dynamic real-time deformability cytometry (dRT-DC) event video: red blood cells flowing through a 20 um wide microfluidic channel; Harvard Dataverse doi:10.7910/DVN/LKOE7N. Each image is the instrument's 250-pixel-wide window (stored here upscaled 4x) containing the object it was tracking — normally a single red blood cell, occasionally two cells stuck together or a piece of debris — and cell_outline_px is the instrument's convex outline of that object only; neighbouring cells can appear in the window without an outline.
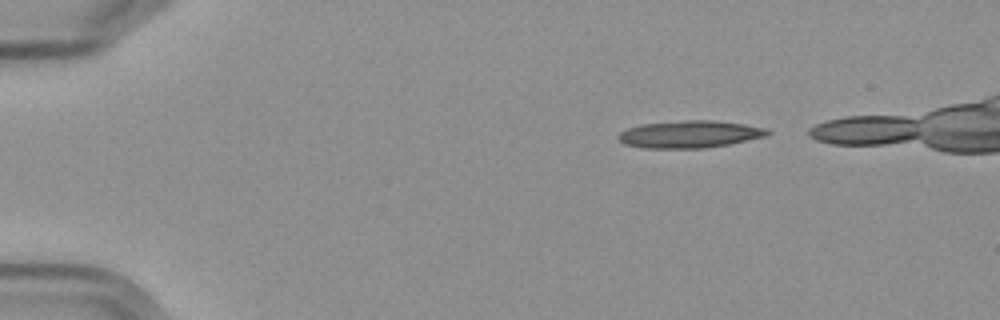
{"species": "Egyptian fruit bat (a non-hibernating species)", "species_latin": "Rousettus aegyptiacus", "temperature_condition": "cold", "stored_images_in_passage": 11, "camera_frame_rate_fps": 3000, "um_per_image_px": 0.085, "frame": {"image": 1, "passage_image": 1, "time_ms": 0.0, "image_size_px": [1000, 320], "cell_outline_px": [[772, 132], [764, 136], [728, 144], [704, 148], [644, 148], [624, 144], [616, 136], [620, 132], [628, 128], [640, 124], [684, 120], [712, 120], [744, 124], [764, 128]], "centroid_in_image_um": [58.57, 11.4], "position_along_channel_um": 26.4, "area_um2": 23.52}}
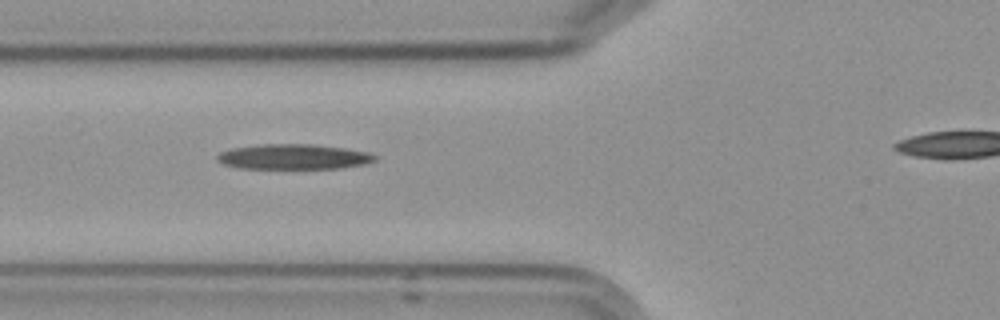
{"frame": {"image": 2, "passage_image": 5, "time_ms": 4.333, "image_size_px": [1000, 320], "cell_outline_px": [[380, 156], [376, 160], [364, 164], [340, 168], [240, 168], [224, 164], [216, 160], [216, 156], [220, 152], [232, 148], [260, 144], [312, 144], [344, 148], [368, 152]], "centroid_in_image_um": [24.97, 13.32], "position_along_channel_um": 100.8, "area_um2": 23.12}}